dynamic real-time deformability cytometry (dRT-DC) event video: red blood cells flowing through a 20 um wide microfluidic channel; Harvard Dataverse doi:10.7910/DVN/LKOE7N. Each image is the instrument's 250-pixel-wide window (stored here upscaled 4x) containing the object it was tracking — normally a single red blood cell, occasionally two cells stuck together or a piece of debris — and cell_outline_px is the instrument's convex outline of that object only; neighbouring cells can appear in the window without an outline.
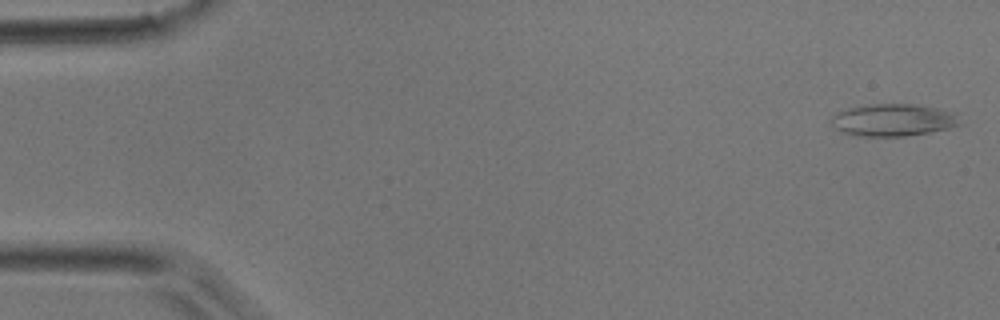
{"species": "common noctule bat (a hibernating species)", "species_latin": "Nyctalus noctula", "temperature_condition": "room temperature", "stored_images_in_passage": 44, "camera_frame_rate_fps": 3000, "um_per_image_px": 0.085, "animal": {"sex": "male", "body_mass_g": 17.9}, "frame": {"image": 1, "passage_image": 1, "time_ms": 0.0, "image_size_px": [1000, 320], "cell_outline_px": [[960, 124], [948, 128], [928, 132], [904, 136], [860, 136], [844, 132], [836, 128], [828, 120], [832, 116], [848, 108], [868, 104], [912, 104], [936, 108], [952, 112]], "centroid_in_image_um": [75.86, 10.2], "position_along_channel_um": 9.1, "area_um2": 23.7}}
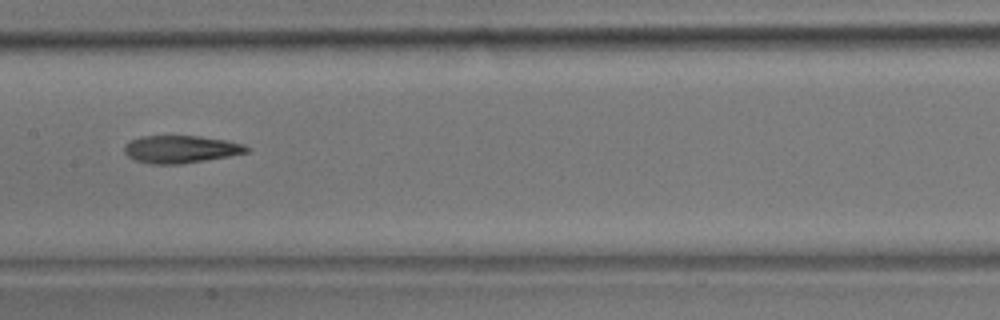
{"frame": {"image": 2, "passage_image": 22, "time_ms": 7.0, "image_size_px": [1000, 320], "cell_outline_px": [[252, 148], [248, 152], [228, 156], [180, 164], [152, 164], [136, 160], [128, 156], [124, 152], [124, 144], [140, 136], [200, 136], [224, 140], [244, 144]], "centroid_in_image_um": [15.36, 12.68], "position_along_channel_um": 192.0, "area_um2": 19.54}}
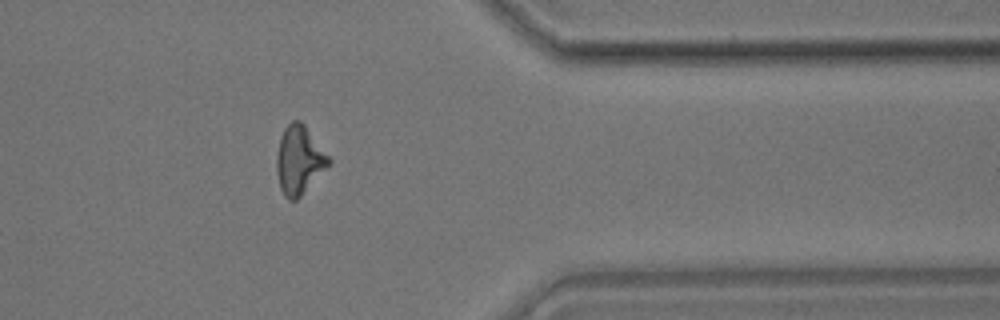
{"frame": {"image": 3, "passage_image": 36, "time_ms": 11.667, "image_size_px": [1000, 320], "cell_outline_px": [[332, 164], [296, 200], [288, 200], [284, 196], [280, 188], [276, 172], [276, 156], [280, 136], [284, 128], [292, 120], [300, 120], [304, 124], [332, 160]], "centroid_in_image_um": [25.43, 13.61], "position_along_channel_um": 386.0, "area_um2": 20.98}}